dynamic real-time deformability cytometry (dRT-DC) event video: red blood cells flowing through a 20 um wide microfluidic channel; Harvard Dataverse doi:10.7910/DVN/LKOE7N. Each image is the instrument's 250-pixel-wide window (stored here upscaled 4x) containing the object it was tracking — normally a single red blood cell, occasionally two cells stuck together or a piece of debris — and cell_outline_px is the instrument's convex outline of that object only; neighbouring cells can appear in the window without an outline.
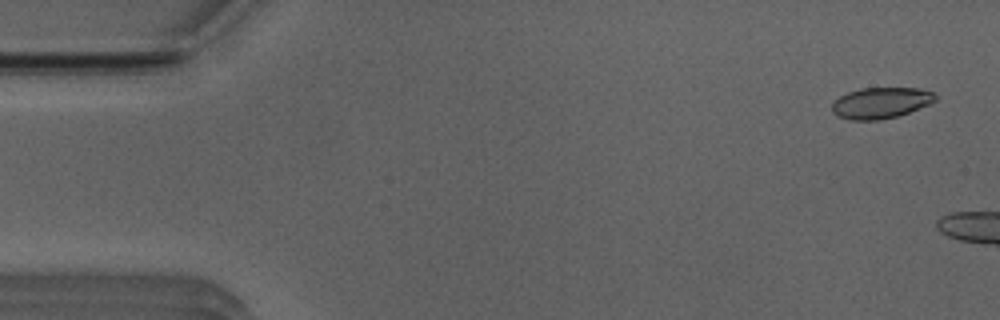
{"species": "Egyptian fruit bat (a non-hibernating species)", "species_latin": "Rousettus aegyptiacus", "temperature_condition": "room temperature", "stored_images_in_passage": 5, "camera_frame_rate_fps": 3000, "um_per_image_px": 0.085, "animal": {"sex": "male"}, "frame": {"image": 1, "passage_image": 2, "time_ms": 0.333, "image_size_px": [1000, 320], "cell_outline_px": [[936, 100], [928, 104], [908, 112], [896, 116], [880, 120], [852, 120], [836, 116], [832, 112], [832, 104], [840, 96], [848, 92], [860, 88], [920, 88], [932, 92], [936, 96]], "centroid_in_image_um": [74.83, 8.74], "position_along_channel_um": 10.2, "area_um2": 18.55}}